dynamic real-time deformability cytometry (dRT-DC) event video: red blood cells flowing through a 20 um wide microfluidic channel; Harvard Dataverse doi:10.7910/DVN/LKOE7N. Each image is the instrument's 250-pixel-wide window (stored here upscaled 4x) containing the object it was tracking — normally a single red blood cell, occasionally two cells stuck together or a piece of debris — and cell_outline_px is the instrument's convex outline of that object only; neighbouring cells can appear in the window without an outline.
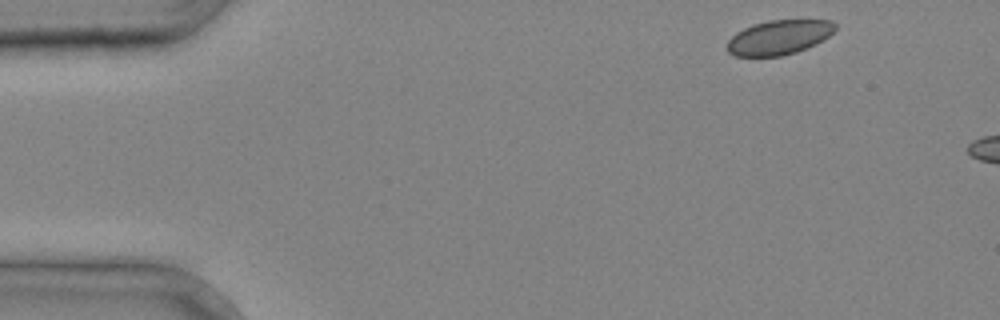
{"species": "common noctule bat (a hibernating species)", "species_latin": "Nyctalus noctula", "temperature_condition": "cold", "stored_images_in_passage": 2, "camera_frame_rate_fps": 3000, "um_per_image_px": 0.085, "animal": {"sex": "male", "body_mass_g": 20.4}, "frame": {"image": 1, "passage_image": 1, "time_ms": 0.0, "image_size_px": [1000, 320], "cell_outline_px": [[836, 28], [828, 36], [816, 44], [796, 52], [780, 56], [736, 56], [728, 52], [728, 40], [736, 32], [752, 24], [768, 20], [832, 20], [836, 24]], "centroid_in_image_um": [66.21, 3.16], "position_along_channel_um": 18.8, "area_um2": 21.68}}